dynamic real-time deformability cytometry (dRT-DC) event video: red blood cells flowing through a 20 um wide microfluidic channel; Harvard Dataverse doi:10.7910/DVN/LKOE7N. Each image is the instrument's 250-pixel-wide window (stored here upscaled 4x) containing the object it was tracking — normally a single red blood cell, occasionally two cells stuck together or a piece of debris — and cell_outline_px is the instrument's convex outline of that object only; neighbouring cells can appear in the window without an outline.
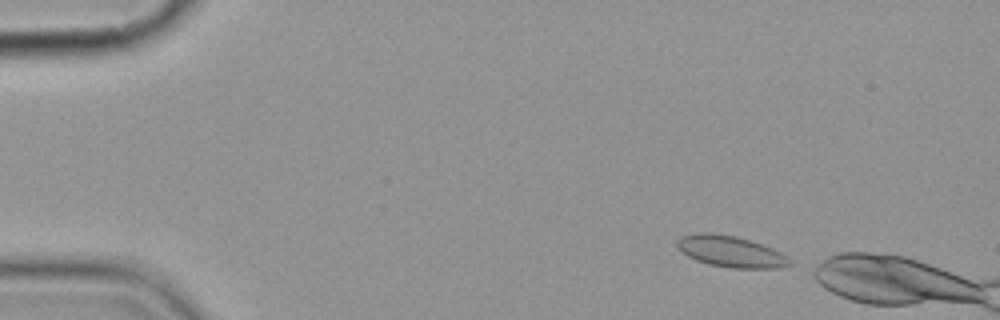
{"species": "common noctule bat (a hibernating species)", "species_latin": "Nyctalus noctula", "temperature_condition": "cold", "stored_images_in_passage": 3, "camera_frame_rate_fps": 3000, "um_per_image_px": 0.085, "animal": {"sex": "female", "body_mass_g": 19.9}, "frame": {"image": 1, "passage_image": 1, "time_ms": 0.0, "image_size_px": [1000, 320], "cell_outline_px": [[792, 264], [780, 268], [728, 268], [708, 264], [696, 260], [680, 252], [676, 248], [676, 240], [680, 236], [696, 232], [712, 232], [736, 236], [772, 248], [788, 256], [792, 260]], "centroid_in_image_um": [62.06, 21.37], "position_along_channel_um": 22.9, "area_um2": 20.87}}